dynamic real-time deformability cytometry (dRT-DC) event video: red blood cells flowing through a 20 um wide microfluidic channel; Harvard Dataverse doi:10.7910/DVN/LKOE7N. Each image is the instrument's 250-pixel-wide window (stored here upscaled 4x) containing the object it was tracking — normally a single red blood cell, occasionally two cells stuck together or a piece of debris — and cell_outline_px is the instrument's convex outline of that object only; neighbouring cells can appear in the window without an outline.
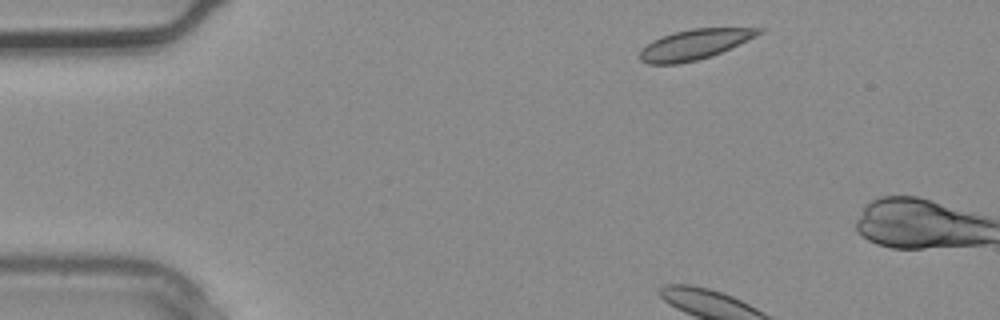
{"species": "common noctule bat (a hibernating species)", "species_latin": "Nyctalus noctula", "temperature_condition": "warm", "stored_images_in_passage": 3, "camera_frame_rate_fps": 3000, "um_per_image_px": 0.085, "animal": {"sex": "male", "body_mass_g": 20.4}, "frame": {"image": 1, "passage_image": 1, "time_ms": 0.0, "image_size_px": [1000, 320], "cell_outline_px": [[764, 32], [756, 36], [712, 56], [696, 60], [676, 64], [648, 64], [640, 60], [640, 52], [652, 40], [672, 32], [692, 28], [764, 28]], "centroid_in_image_um": [59.03, 3.77], "position_along_channel_um": 26.0, "area_um2": 20.69}}